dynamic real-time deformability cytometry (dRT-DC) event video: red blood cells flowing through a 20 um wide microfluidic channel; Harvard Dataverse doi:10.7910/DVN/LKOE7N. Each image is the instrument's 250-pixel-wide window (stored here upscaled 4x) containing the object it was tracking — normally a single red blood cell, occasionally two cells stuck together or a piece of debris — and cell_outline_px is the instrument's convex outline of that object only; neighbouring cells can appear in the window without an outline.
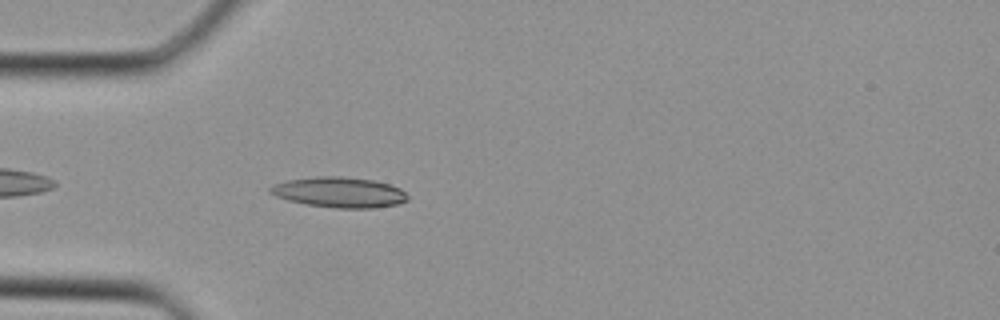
{"species": "Egyptian fruit bat (a non-hibernating species)", "species_latin": "Rousettus aegyptiacus", "temperature_condition": "cold", "stored_images_in_passage": 27, "camera_frame_rate_fps": 3000, "um_per_image_px": 0.085, "animal": {"sex": "female"}, "frame": {"image": 1, "passage_image": 2, "time_ms": 0.333, "image_size_px": [1000, 320], "cell_outline_px": [[408, 200], [396, 204], [372, 208], [336, 208], [308, 204], [288, 200], [276, 196], [268, 192], [268, 188], [276, 184], [288, 180], [316, 176], [340, 176], [372, 180], [388, 184], [400, 188], [408, 196]], "centroid_in_image_um": [28.83, 16.34], "position_along_channel_um": 56.2, "area_um2": 24.1}}
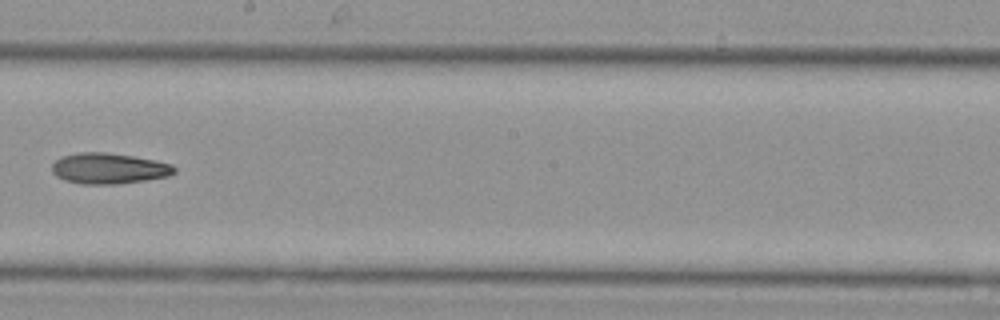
{"frame": {"image": 2, "passage_image": 12, "time_ms": 3.667, "image_size_px": [1000, 320], "cell_outline_px": [[176, 172], [168, 176], [144, 180], [116, 184], [80, 184], [64, 180], [56, 176], [52, 172], [52, 164], [60, 156], [80, 152], [104, 152], [132, 156], [156, 160], [172, 164], [176, 168]], "centroid_in_image_um": [9.23, 14.31], "position_along_channel_um": 239.0, "area_um2": 22.02}}
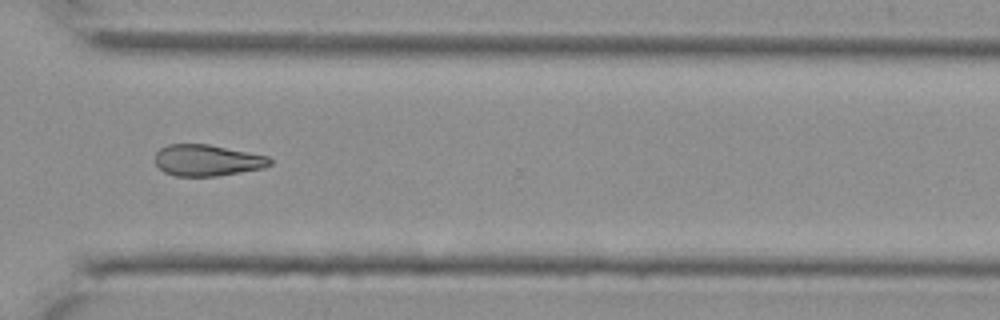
{"frame": {"image": 3, "passage_image": 18, "time_ms": 5.667, "image_size_px": [1000, 320], "cell_outline_px": [[272, 164], [264, 168], [216, 176], [176, 176], [164, 172], [156, 164], [156, 152], [160, 148], [168, 144], [208, 144], [268, 156], [272, 160]], "centroid_in_image_um": [17.62, 13.62], "position_along_channel_um": 353.0, "area_um2": 20.92}}